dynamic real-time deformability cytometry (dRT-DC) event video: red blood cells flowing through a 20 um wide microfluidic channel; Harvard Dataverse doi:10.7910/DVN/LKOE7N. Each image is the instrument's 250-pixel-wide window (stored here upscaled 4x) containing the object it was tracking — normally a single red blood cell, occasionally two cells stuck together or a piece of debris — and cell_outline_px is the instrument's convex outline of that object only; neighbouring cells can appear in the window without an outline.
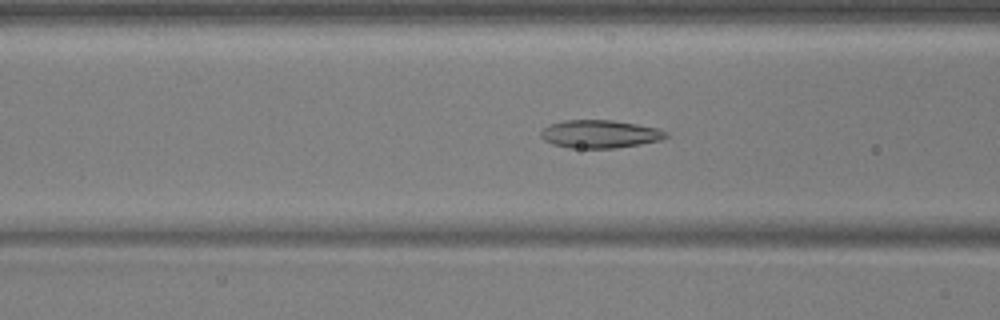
{"species": "common noctule bat (a hibernating species)", "species_latin": "Nyctalus noctula", "temperature_condition": "warm", "stored_images_in_passage": 54, "camera_frame_rate_fps": 3000, "um_per_image_px": 0.085, "animal": {"sex": "male", "body_mass_g": 17.9, "forearm_length_mm": 54.2}, "frame": {"image": 1, "passage_image": 22, "time_ms": 7.0, "image_size_px": [1000, 320], "cell_outline_px": [[668, 136], [660, 140], [640, 144], [616, 148], [568, 148], [552, 144], [544, 140], [540, 136], [540, 132], [544, 128], [552, 124], [564, 120], [612, 120], [660, 128], [668, 132]], "centroid_in_image_um": [51.0, 11.39], "position_along_channel_um": 115.6, "area_um2": 20.46}}
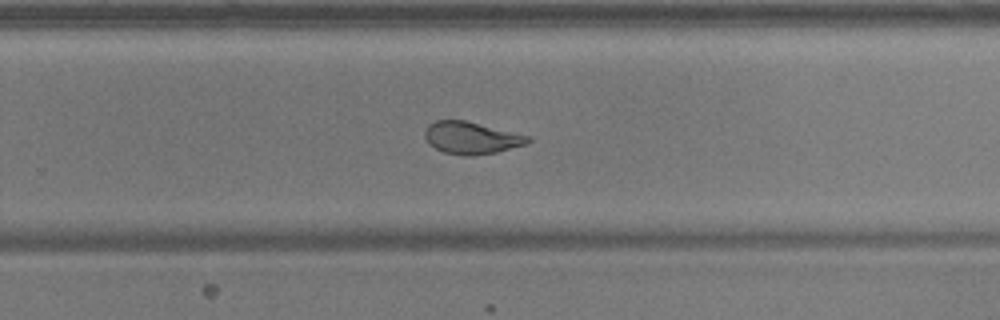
{"frame": {"image": 2, "passage_image": 36, "time_ms": 11.667, "image_size_px": [1000, 320], "cell_outline_px": [[532, 140], [524, 144], [496, 152], [472, 156], [444, 152], [428, 144], [424, 136], [424, 132], [428, 124], [436, 120], [464, 120], [532, 136]], "centroid_in_image_um": [40.05, 11.7], "position_along_channel_um": 289.7, "area_um2": 19.25}}
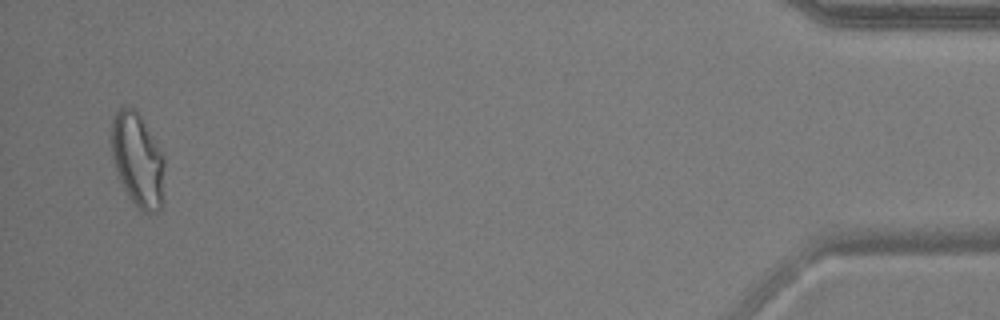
{"frame": {"image": 3, "passage_image": 53, "time_ms": 17.333, "image_size_px": [1000, 320], "cell_outline_px": [[164, 168], [160, 208], [156, 212], [144, 212], [136, 208], [124, 188], [116, 172], [112, 160], [108, 136], [112, 116], [124, 104], [132, 108], [140, 116], [164, 152]], "centroid_in_image_um": [11.64, 13.52], "position_along_channel_um": 423.6, "area_um2": 29.65}, "authors_computed_cell_mechanics": {"area_um2": 21.4438, "velocity_mm_per_s": 3.7303, "shape_relaxation_time_tau1_ms": null, "shape_relaxation_time_tau2_ms": 1.3813, "deformation_change_tau1": null, "deformation_change_tau2": 0.0853}}